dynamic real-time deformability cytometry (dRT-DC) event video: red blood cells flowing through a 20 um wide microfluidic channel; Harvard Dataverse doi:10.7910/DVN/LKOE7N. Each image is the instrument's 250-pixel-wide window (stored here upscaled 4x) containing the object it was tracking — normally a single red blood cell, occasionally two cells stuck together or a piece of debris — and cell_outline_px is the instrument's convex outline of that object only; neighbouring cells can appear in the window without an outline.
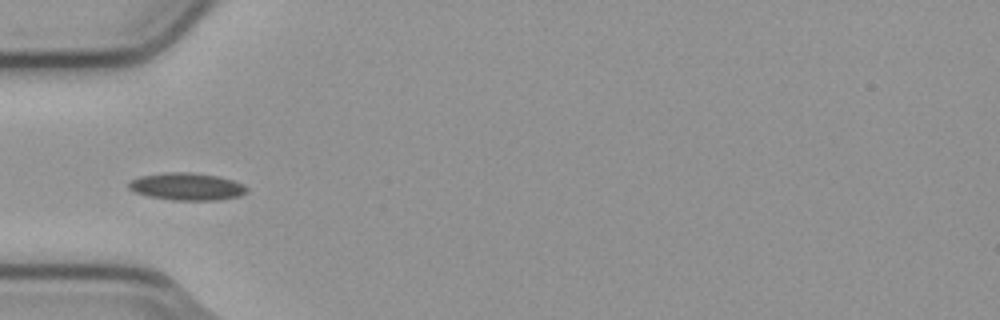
{"species": "common noctule bat (a hibernating species)", "species_latin": "Nyctalus noctula", "temperature_condition": "cold", "stored_images_in_passage": 6, "camera_frame_rate_fps": 3000, "um_per_image_px": 0.085, "animal": {"sex": "male", "body_mass_g": 23.1, "forearm_length_mm": 52.7}, "frame": {"image": 1, "passage_image": 5, "time_ms": 1.333, "image_size_px": [1000, 320], "cell_outline_px": [[248, 192], [240, 196], [220, 200], [172, 200], [148, 196], [136, 192], [128, 188], [128, 184], [132, 180], [140, 176], [164, 172], [192, 172], [220, 176], [244, 184], [248, 188]], "centroid_in_image_um": [15.92, 15.85], "position_along_channel_um": 69.1, "area_um2": 19.02}}
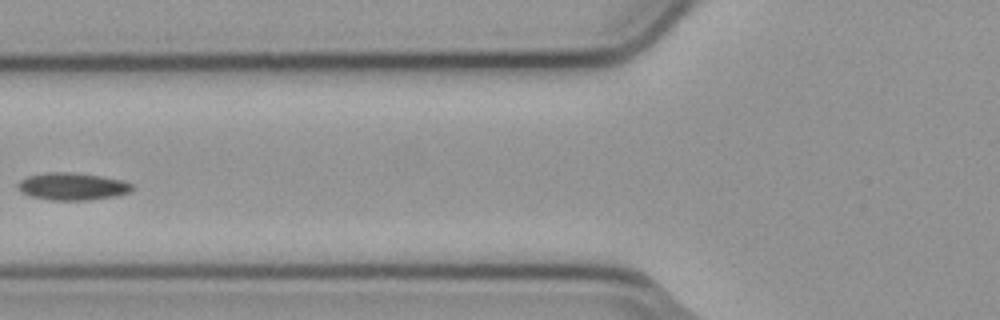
{"frame": {"image": 2, "passage_image": 6, "time_ms": 1.667, "image_size_px": [1000, 320], "cell_outline_px": [[132, 188], [128, 192], [116, 196], [88, 200], [48, 200], [28, 196], [20, 192], [20, 180], [28, 176], [48, 172], [68, 172], [100, 176], [120, 180], [132, 184]], "centroid_in_image_um": [6.12, 15.86], "position_along_channel_um": 119.7, "area_um2": 17.98}}